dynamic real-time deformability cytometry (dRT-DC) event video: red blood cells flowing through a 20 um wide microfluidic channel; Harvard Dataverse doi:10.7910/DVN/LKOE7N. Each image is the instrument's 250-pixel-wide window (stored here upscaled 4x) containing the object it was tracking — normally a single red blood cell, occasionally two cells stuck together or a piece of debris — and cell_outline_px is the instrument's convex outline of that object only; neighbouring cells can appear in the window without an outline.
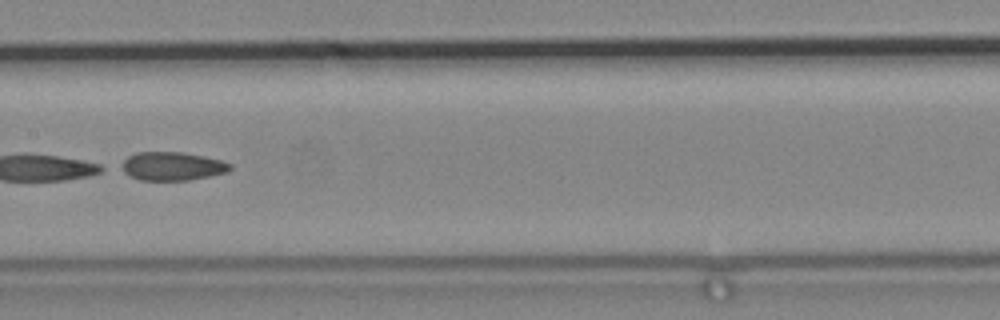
{"species": "common noctule bat (a hibernating species)", "species_latin": "Nyctalus noctula", "temperature_condition": "cold", "stored_images_in_passage": 56, "segment_of_instrument_passage": [2, 2], "camera_frame_rate_fps": 3000, "um_per_image_px": 0.085, "animal": {"sex": "male", "body_mass_g": 19.2, "forearm_length_mm": 51.8}, "frame": {"image": 1, "passage_image": 29, "time_ms": 9.333, "image_size_px": [1000, 320], "cell_outline_px": [[232, 168], [228, 172], [188, 180], [140, 180], [116, 168], [128, 156], [136, 152], [184, 152], [204, 156], [220, 160], [232, 164]], "centroid_in_image_um": [14.61, 14.12], "position_along_channel_um": 192.8, "area_um2": 18.15}}